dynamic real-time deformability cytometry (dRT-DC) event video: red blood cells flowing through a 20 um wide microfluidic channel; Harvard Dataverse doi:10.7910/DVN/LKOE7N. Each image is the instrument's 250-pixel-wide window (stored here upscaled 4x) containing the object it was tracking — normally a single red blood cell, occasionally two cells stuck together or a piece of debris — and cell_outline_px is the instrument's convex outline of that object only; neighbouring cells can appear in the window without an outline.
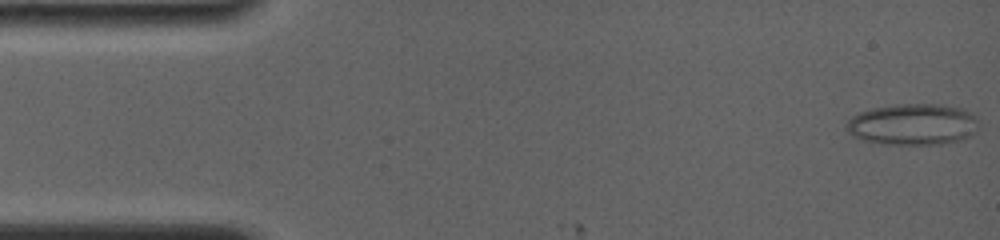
{"species": "common noctule bat (a hibernating species)", "species_latin": "Nyctalus noctula", "temperature_condition": "room temperature", "stored_images_in_passage": 6, "camera_frame_rate_fps": 4000, "um_per_image_px": 0.085, "animal": {"sex": "female", "body_mass_g": 19.0, "forearm_length_mm": 56.7}, "frame": {"image": 1, "passage_image": 1, "time_ms": 0.0, "image_size_px": [1000, 240], "cell_outline_px": [[976, 120], [972, 132], [968, 136], [960, 140], [940, 144], [880, 144], [864, 140], [852, 136], [844, 128], [844, 124], [852, 116], [860, 112], [872, 108], [896, 104], [940, 104], [964, 108], [976, 116]], "centroid_in_image_um": [77.52, 10.56], "position_along_channel_um": 7.5, "area_um2": 31.85}}